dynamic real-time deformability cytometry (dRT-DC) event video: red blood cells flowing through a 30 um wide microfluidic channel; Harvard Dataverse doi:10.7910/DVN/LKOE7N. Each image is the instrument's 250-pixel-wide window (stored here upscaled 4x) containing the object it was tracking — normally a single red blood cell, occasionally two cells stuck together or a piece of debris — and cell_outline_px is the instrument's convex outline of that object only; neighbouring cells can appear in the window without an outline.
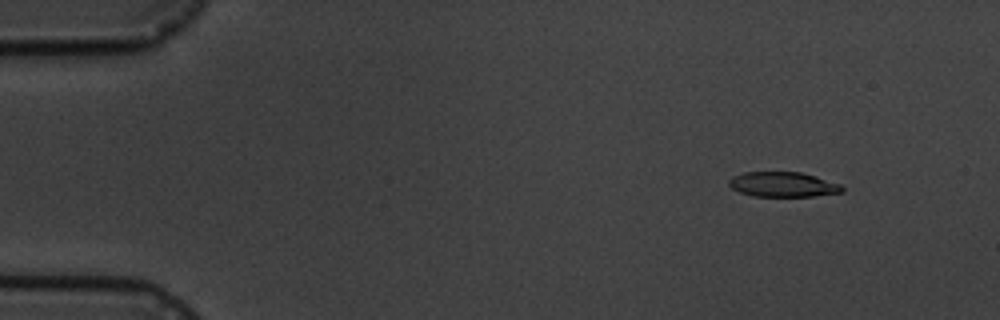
{"species": "common noctule bat (a hibernating species)", "species_latin": "Nyctalus noctula", "temperature_condition": "cold", "stored_images_in_passage": 5, "camera_frame_rate_fps": 3000, "um_per_image_px": 0.085, "animal": {"sex": "male", "body_mass_g": 19.5, "forearm_length_mm": 54.6}, "frame": {"image": 1, "passage_image": 2, "time_ms": 1.0, "image_size_px": [1000, 320], "cell_outline_px": [[844, 192], [812, 196], [752, 196], [740, 192], [732, 188], [728, 184], [728, 180], [732, 176], [744, 172], [800, 172], [816, 176], [840, 184], [844, 188]], "centroid_in_image_um": [66.54, 15.67], "position_along_channel_um": 18.5, "area_um2": 16.47}}
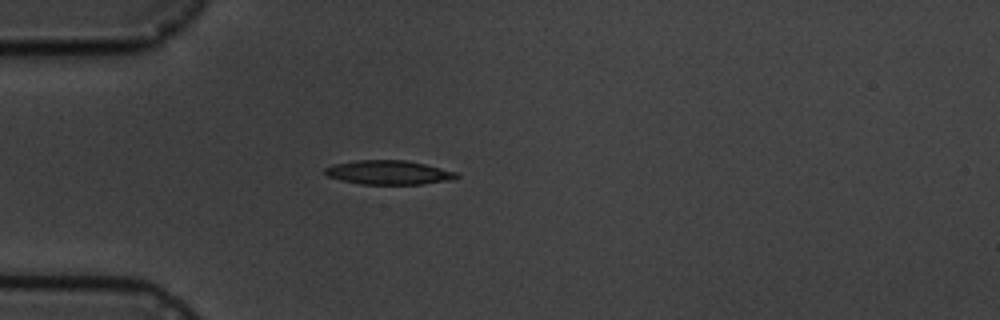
{"frame": {"image": 2, "passage_image": 5, "time_ms": 4.333, "image_size_px": [1000, 320], "cell_outline_px": [[460, 176], [456, 180], [420, 184], [360, 184], [340, 180], [328, 176], [324, 172], [324, 168], [332, 164], [356, 160], [404, 160], [424, 164], [456, 172]], "centroid_in_image_um": [33.03, 14.66], "position_along_channel_um": 52.0, "area_um2": 18.55}}